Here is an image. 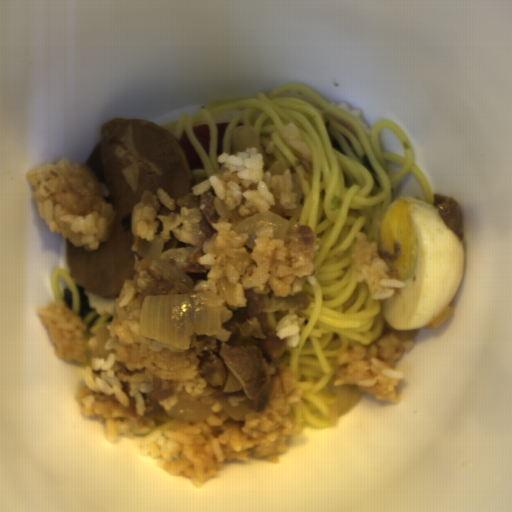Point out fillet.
Instances as JSON below:
<instances>
[{"instance_id": "25842a12", "label": "fillet", "mask_w": 512, "mask_h": 512, "mask_svg": "<svg viewBox=\"0 0 512 512\" xmlns=\"http://www.w3.org/2000/svg\"><path fill=\"white\" fill-rule=\"evenodd\" d=\"M186 161L192 170H205V163L198 153L197 149L190 140L185 128L181 131L177 139Z\"/></svg>"}, {"instance_id": "e2c912f1", "label": "fillet", "mask_w": 512, "mask_h": 512, "mask_svg": "<svg viewBox=\"0 0 512 512\" xmlns=\"http://www.w3.org/2000/svg\"><path fill=\"white\" fill-rule=\"evenodd\" d=\"M193 134L206 157H210V128L206 123L193 126Z\"/></svg>"}, {"instance_id": "e495c32b", "label": "fillet", "mask_w": 512, "mask_h": 512, "mask_svg": "<svg viewBox=\"0 0 512 512\" xmlns=\"http://www.w3.org/2000/svg\"><path fill=\"white\" fill-rule=\"evenodd\" d=\"M217 157L224 153V140L229 126L228 122H217Z\"/></svg>"}]
</instances>
